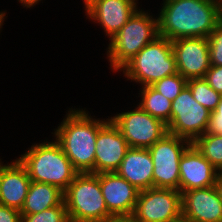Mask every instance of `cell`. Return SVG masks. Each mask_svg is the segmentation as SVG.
Here are the masks:
<instances>
[{
  "mask_svg": "<svg viewBox=\"0 0 222 222\" xmlns=\"http://www.w3.org/2000/svg\"><path fill=\"white\" fill-rule=\"evenodd\" d=\"M158 16L159 36L207 38L222 21V0H163Z\"/></svg>",
  "mask_w": 222,
  "mask_h": 222,
  "instance_id": "obj_1",
  "label": "cell"
},
{
  "mask_svg": "<svg viewBox=\"0 0 222 222\" xmlns=\"http://www.w3.org/2000/svg\"><path fill=\"white\" fill-rule=\"evenodd\" d=\"M88 113L85 109L70 108L52 134L79 173L94 174L96 138L110 118L96 120Z\"/></svg>",
  "mask_w": 222,
  "mask_h": 222,
  "instance_id": "obj_2",
  "label": "cell"
},
{
  "mask_svg": "<svg viewBox=\"0 0 222 222\" xmlns=\"http://www.w3.org/2000/svg\"><path fill=\"white\" fill-rule=\"evenodd\" d=\"M17 159L26 168L31 181L54 185L62 191L79 174L56 140L36 143Z\"/></svg>",
  "mask_w": 222,
  "mask_h": 222,
  "instance_id": "obj_3",
  "label": "cell"
},
{
  "mask_svg": "<svg viewBox=\"0 0 222 222\" xmlns=\"http://www.w3.org/2000/svg\"><path fill=\"white\" fill-rule=\"evenodd\" d=\"M159 36L158 17L138 9L110 39L107 57L110 68L120 71L142 48Z\"/></svg>",
  "mask_w": 222,
  "mask_h": 222,
  "instance_id": "obj_4",
  "label": "cell"
},
{
  "mask_svg": "<svg viewBox=\"0 0 222 222\" xmlns=\"http://www.w3.org/2000/svg\"><path fill=\"white\" fill-rule=\"evenodd\" d=\"M120 71L128 80L151 86L164 77L178 73L171 41L158 36L142 48Z\"/></svg>",
  "mask_w": 222,
  "mask_h": 222,
  "instance_id": "obj_5",
  "label": "cell"
},
{
  "mask_svg": "<svg viewBox=\"0 0 222 222\" xmlns=\"http://www.w3.org/2000/svg\"><path fill=\"white\" fill-rule=\"evenodd\" d=\"M71 222H103L112 216L105 204L99 174L79 173L64 191Z\"/></svg>",
  "mask_w": 222,
  "mask_h": 222,
  "instance_id": "obj_6",
  "label": "cell"
},
{
  "mask_svg": "<svg viewBox=\"0 0 222 222\" xmlns=\"http://www.w3.org/2000/svg\"><path fill=\"white\" fill-rule=\"evenodd\" d=\"M190 144L187 139L167 133L148 148L154 165L153 188L180 191L179 163Z\"/></svg>",
  "mask_w": 222,
  "mask_h": 222,
  "instance_id": "obj_7",
  "label": "cell"
},
{
  "mask_svg": "<svg viewBox=\"0 0 222 222\" xmlns=\"http://www.w3.org/2000/svg\"><path fill=\"white\" fill-rule=\"evenodd\" d=\"M209 118L210 111L193 98L190 88L186 85L172 101L167 131L192 143L206 133Z\"/></svg>",
  "mask_w": 222,
  "mask_h": 222,
  "instance_id": "obj_8",
  "label": "cell"
},
{
  "mask_svg": "<svg viewBox=\"0 0 222 222\" xmlns=\"http://www.w3.org/2000/svg\"><path fill=\"white\" fill-rule=\"evenodd\" d=\"M135 108L111 116L110 120L123 134L129 148L148 149L168 133L167 125L139 105Z\"/></svg>",
  "mask_w": 222,
  "mask_h": 222,
  "instance_id": "obj_9",
  "label": "cell"
},
{
  "mask_svg": "<svg viewBox=\"0 0 222 222\" xmlns=\"http://www.w3.org/2000/svg\"><path fill=\"white\" fill-rule=\"evenodd\" d=\"M132 215L138 222H182L181 192L164 188L139 191Z\"/></svg>",
  "mask_w": 222,
  "mask_h": 222,
  "instance_id": "obj_10",
  "label": "cell"
},
{
  "mask_svg": "<svg viewBox=\"0 0 222 222\" xmlns=\"http://www.w3.org/2000/svg\"><path fill=\"white\" fill-rule=\"evenodd\" d=\"M171 44L178 73L187 80L204 78L211 66L207 38H179Z\"/></svg>",
  "mask_w": 222,
  "mask_h": 222,
  "instance_id": "obj_11",
  "label": "cell"
},
{
  "mask_svg": "<svg viewBox=\"0 0 222 222\" xmlns=\"http://www.w3.org/2000/svg\"><path fill=\"white\" fill-rule=\"evenodd\" d=\"M137 0H86L85 13L89 19L101 24L109 40L139 9Z\"/></svg>",
  "mask_w": 222,
  "mask_h": 222,
  "instance_id": "obj_12",
  "label": "cell"
},
{
  "mask_svg": "<svg viewBox=\"0 0 222 222\" xmlns=\"http://www.w3.org/2000/svg\"><path fill=\"white\" fill-rule=\"evenodd\" d=\"M95 145L94 174L116 172L129 149L123 134L111 120L98 131Z\"/></svg>",
  "mask_w": 222,
  "mask_h": 222,
  "instance_id": "obj_13",
  "label": "cell"
},
{
  "mask_svg": "<svg viewBox=\"0 0 222 222\" xmlns=\"http://www.w3.org/2000/svg\"><path fill=\"white\" fill-rule=\"evenodd\" d=\"M182 222H222V200L215 186L181 193Z\"/></svg>",
  "mask_w": 222,
  "mask_h": 222,
  "instance_id": "obj_14",
  "label": "cell"
},
{
  "mask_svg": "<svg viewBox=\"0 0 222 222\" xmlns=\"http://www.w3.org/2000/svg\"><path fill=\"white\" fill-rule=\"evenodd\" d=\"M180 192L215 186L219 171L191 143L181 156Z\"/></svg>",
  "mask_w": 222,
  "mask_h": 222,
  "instance_id": "obj_15",
  "label": "cell"
},
{
  "mask_svg": "<svg viewBox=\"0 0 222 222\" xmlns=\"http://www.w3.org/2000/svg\"><path fill=\"white\" fill-rule=\"evenodd\" d=\"M101 192L112 216L132 215L139 191L117 172L99 173Z\"/></svg>",
  "mask_w": 222,
  "mask_h": 222,
  "instance_id": "obj_16",
  "label": "cell"
},
{
  "mask_svg": "<svg viewBox=\"0 0 222 222\" xmlns=\"http://www.w3.org/2000/svg\"><path fill=\"white\" fill-rule=\"evenodd\" d=\"M31 179L26 168L16 158L15 161L0 163V204L21 211Z\"/></svg>",
  "mask_w": 222,
  "mask_h": 222,
  "instance_id": "obj_17",
  "label": "cell"
},
{
  "mask_svg": "<svg viewBox=\"0 0 222 222\" xmlns=\"http://www.w3.org/2000/svg\"><path fill=\"white\" fill-rule=\"evenodd\" d=\"M116 172L138 191L153 188L154 165L148 149L129 148Z\"/></svg>",
  "mask_w": 222,
  "mask_h": 222,
  "instance_id": "obj_18",
  "label": "cell"
},
{
  "mask_svg": "<svg viewBox=\"0 0 222 222\" xmlns=\"http://www.w3.org/2000/svg\"><path fill=\"white\" fill-rule=\"evenodd\" d=\"M64 202V191L54 185L31 181L21 215L42 212Z\"/></svg>",
  "mask_w": 222,
  "mask_h": 222,
  "instance_id": "obj_19",
  "label": "cell"
},
{
  "mask_svg": "<svg viewBox=\"0 0 222 222\" xmlns=\"http://www.w3.org/2000/svg\"><path fill=\"white\" fill-rule=\"evenodd\" d=\"M140 93L141 102L139 106L151 116L168 125L170 122L172 101L152 86H142Z\"/></svg>",
  "mask_w": 222,
  "mask_h": 222,
  "instance_id": "obj_20",
  "label": "cell"
},
{
  "mask_svg": "<svg viewBox=\"0 0 222 222\" xmlns=\"http://www.w3.org/2000/svg\"><path fill=\"white\" fill-rule=\"evenodd\" d=\"M192 144L219 172H222V135L205 133Z\"/></svg>",
  "mask_w": 222,
  "mask_h": 222,
  "instance_id": "obj_21",
  "label": "cell"
},
{
  "mask_svg": "<svg viewBox=\"0 0 222 222\" xmlns=\"http://www.w3.org/2000/svg\"><path fill=\"white\" fill-rule=\"evenodd\" d=\"M187 86L190 88L193 98L202 106L213 112L221 99V94L209 86L204 78L187 80Z\"/></svg>",
  "mask_w": 222,
  "mask_h": 222,
  "instance_id": "obj_22",
  "label": "cell"
},
{
  "mask_svg": "<svg viewBox=\"0 0 222 222\" xmlns=\"http://www.w3.org/2000/svg\"><path fill=\"white\" fill-rule=\"evenodd\" d=\"M187 85V79L176 73L156 81L151 86L163 96L173 101Z\"/></svg>",
  "mask_w": 222,
  "mask_h": 222,
  "instance_id": "obj_23",
  "label": "cell"
},
{
  "mask_svg": "<svg viewBox=\"0 0 222 222\" xmlns=\"http://www.w3.org/2000/svg\"><path fill=\"white\" fill-rule=\"evenodd\" d=\"M67 208L63 202L42 212L30 215H21V222H69Z\"/></svg>",
  "mask_w": 222,
  "mask_h": 222,
  "instance_id": "obj_24",
  "label": "cell"
},
{
  "mask_svg": "<svg viewBox=\"0 0 222 222\" xmlns=\"http://www.w3.org/2000/svg\"><path fill=\"white\" fill-rule=\"evenodd\" d=\"M209 44L210 64L222 66V21L207 37Z\"/></svg>",
  "mask_w": 222,
  "mask_h": 222,
  "instance_id": "obj_25",
  "label": "cell"
},
{
  "mask_svg": "<svg viewBox=\"0 0 222 222\" xmlns=\"http://www.w3.org/2000/svg\"><path fill=\"white\" fill-rule=\"evenodd\" d=\"M206 133L222 135V96L216 109L210 112L209 124Z\"/></svg>",
  "mask_w": 222,
  "mask_h": 222,
  "instance_id": "obj_26",
  "label": "cell"
},
{
  "mask_svg": "<svg viewBox=\"0 0 222 222\" xmlns=\"http://www.w3.org/2000/svg\"><path fill=\"white\" fill-rule=\"evenodd\" d=\"M204 79L210 87L222 95V66L211 65Z\"/></svg>",
  "mask_w": 222,
  "mask_h": 222,
  "instance_id": "obj_27",
  "label": "cell"
},
{
  "mask_svg": "<svg viewBox=\"0 0 222 222\" xmlns=\"http://www.w3.org/2000/svg\"><path fill=\"white\" fill-rule=\"evenodd\" d=\"M0 222H21L19 210L0 204Z\"/></svg>",
  "mask_w": 222,
  "mask_h": 222,
  "instance_id": "obj_28",
  "label": "cell"
},
{
  "mask_svg": "<svg viewBox=\"0 0 222 222\" xmlns=\"http://www.w3.org/2000/svg\"><path fill=\"white\" fill-rule=\"evenodd\" d=\"M103 222H138L133 215L110 216Z\"/></svg>",
  "mask_w": 222,
  "mask_h": 222,
  "instance_id": "obj_29",
  "label": "cell"
},
{
  "mask_svg": "<svg viewBox=\"0 0 222 222\" xmlns=\"http://www.w3.org/2000/svg\"><path fill=\"white\" fill-rule=\"evenodd\" d=\"M215 187L219 193V196L222 200V172H219L217 180L215 182Z\"/></svg>",
  "mask_w": 222,
  "mask_h": 222,
  "instance_id": "obj_30",
  "label": "cell"
},
{
  "mask_svg": "<svg viewBox=\"0 0 222 222\" xmlns=\"http://www.w3.org/2000/svg\"><path fill=\"white\" fill-rule=\"evenodd\" d=\"M26 8L34 7L41 0H18Z\"/></svg>",
  "mask_w": 222,
  "mask_h": 222,
  "instance_id": "obj_31",
  "label": "cell"
},
{
  "mask_svg": "<svg viewBox=\"0 0 222 222\" xmlns=\"http://www.w3.org/2000/svg\"><path fill=\"white\" fill-rule=\"evenodd\" d=\"M6 17V13L5 12H1L0 11V29L2 28L3 22H4V18Z\"/></svg>",
  "mask_w": 222,
  "mask_h": 222,
  "instance_id": "obj_32",
  "label": "cell"
}]
</instances>
